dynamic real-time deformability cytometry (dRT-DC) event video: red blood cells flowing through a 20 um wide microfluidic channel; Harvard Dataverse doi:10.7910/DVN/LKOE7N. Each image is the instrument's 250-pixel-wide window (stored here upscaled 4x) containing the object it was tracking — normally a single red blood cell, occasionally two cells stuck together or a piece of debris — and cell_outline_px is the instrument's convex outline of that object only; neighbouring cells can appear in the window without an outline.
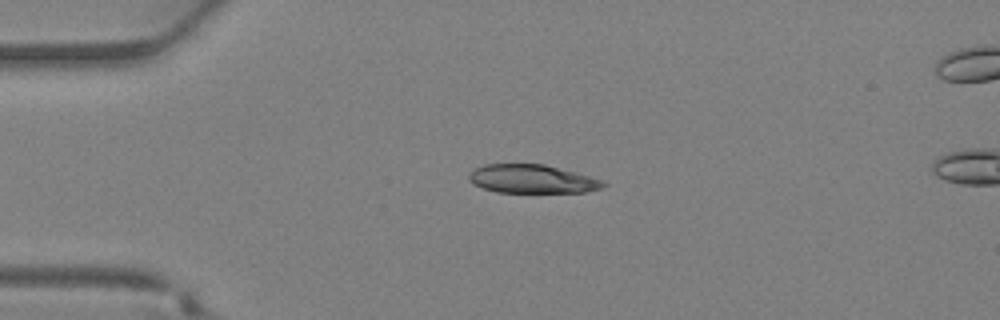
{"species": "Egyptian fruit bat (a non-hibernating species)", "species_latin": "Rousettus aegyptiacus", "temperature_condition": "warm", "stored_images_in_passage": 36, "camera_frame_rate_fps": 3000, "um_per_image_px": 0.085, "animal": {"sex": "female"}, "frame": {"image": 1, "passage_image": 8, "time_ms": 2.333, "image_size_px": [1000, 320], "cell_outline_px": [[608, 184], [600, 188], [584, 192], [496, 192], [472, 184], [468, 180], [468, 176], [476, 168], [484, 164], [544, 164], [576, 172], [604, 180]], "centroid_in_image_um": [45.24, 15.21], "position_along_channel_um": 39.8, "area_um2": 22.31}}
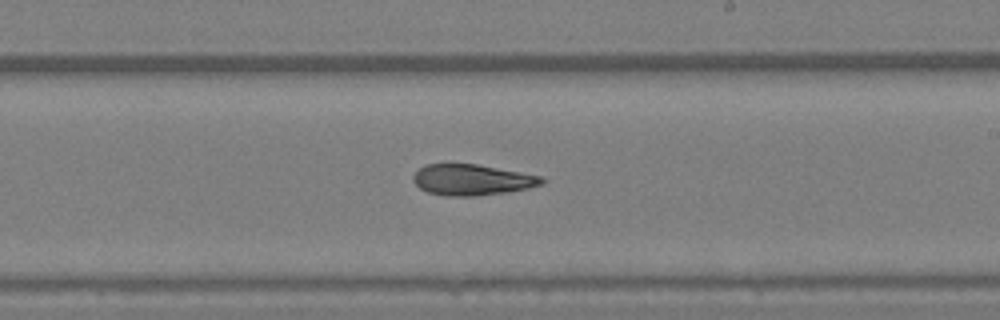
{"frame": {"image": 2, "passage_image": 21, "time_ms": 6.667, "image_size_px": [1000, 320], "cell_outline_px": [[544, 184], [528, 188], [504, 192], [476, 196], [444, 196], [428, 192], [420, 188], [412, 180], [412, 176], [424, 164], [476, 164], [544, 176]], "centroid_in_image_um": [40.12, 15.28], "position_along_channel_um": 248.9, "area_um2": 23.18}}
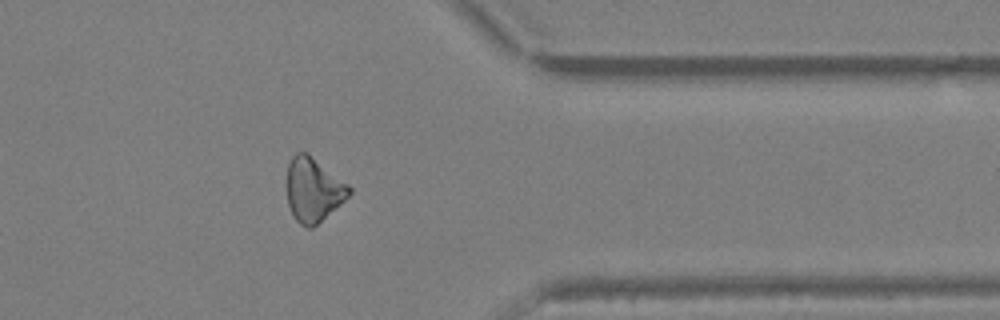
{"frame": {"image": 3, "passage_image": 29, "time_ms": 9.333, "image_size_px": [1000, 320], "cell_outline_px": [[352, 192], [344, 200], [312, 228], [308, 228], [300, 224], [296, 220], [288, 204], [284, 188], [288, 164], [292, 156], [296, 152], [308, 152], [348, 184], [352, 188]], "centroid_in_image_um": [26.58, 16.09], "position_along_channel_um": 384.8, "area_um2": 23.52}}